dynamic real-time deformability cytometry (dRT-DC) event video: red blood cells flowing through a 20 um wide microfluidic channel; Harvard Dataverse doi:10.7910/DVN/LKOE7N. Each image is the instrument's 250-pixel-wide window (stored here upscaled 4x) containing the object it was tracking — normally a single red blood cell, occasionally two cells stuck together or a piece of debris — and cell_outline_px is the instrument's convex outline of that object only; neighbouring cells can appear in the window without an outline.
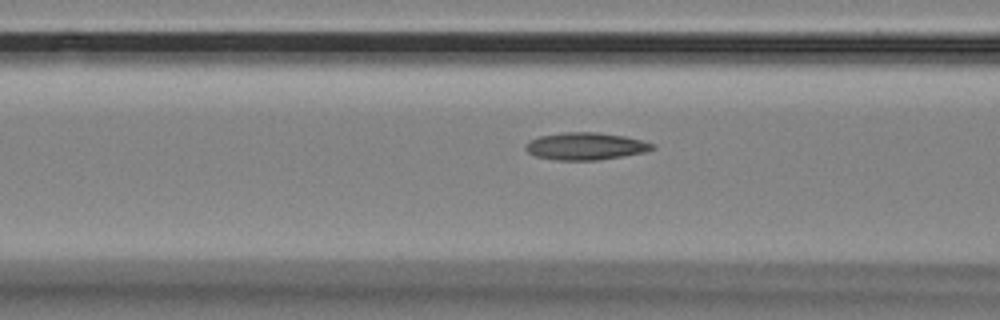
{"species": "Egyptian fruit bat (a non-hibernating species)", "species_latin": "Rousettus aegyptiacus", "temperature_condition": "room temperature", "stored_images_in_passage": 40, "camera_frame_rate_fps": 3000, "um_per_image_px": 0.085, "animal": {"sex": "female"}, "frame": {"image": 1, "passage_image": 6, "time_ms": 1.667, "image_size_px": [1000, 320], "cell_outline_px": [[656, 148], [644, 152], [624, 156], [600, 160], [556, 160], [536, 156], [528, 152], [524, 148], [524, 144], [528, 140], [540, 136], [564, 132], [596, 132], [624, 136], [656, 144]], "centroid_in_image_um": [49.76, 12.43], "position_along_channel_um": 116.8, "area_um2": 20.29}}
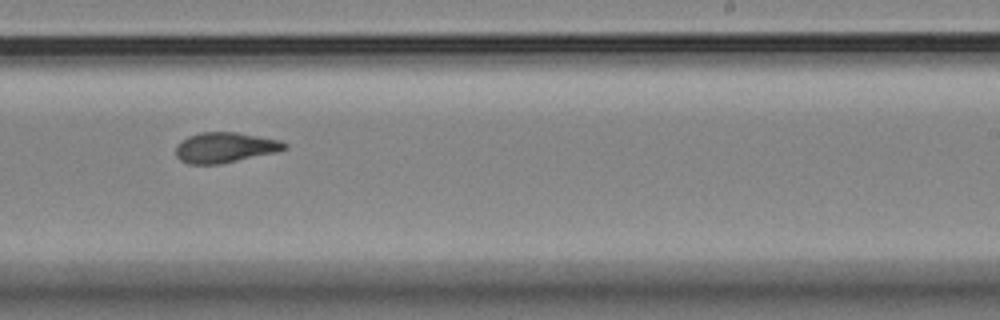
{"frame": {"image": 2, "passage_image": 19, "time_ms": 6.0, "image_size_px": [1000, 320], "cell_outline_px": [[288, 148], [276, 152], [220, 164], [188, 164], [180, 160], [176, 156], [176, 148], [188, 136], [200, 132], [236, 132], [280, 140], [288, 144]], "centroid_in_image_um": [19.15, 12.54], "position_along_channel_um": 269.9, "area_um2": 19.07}}
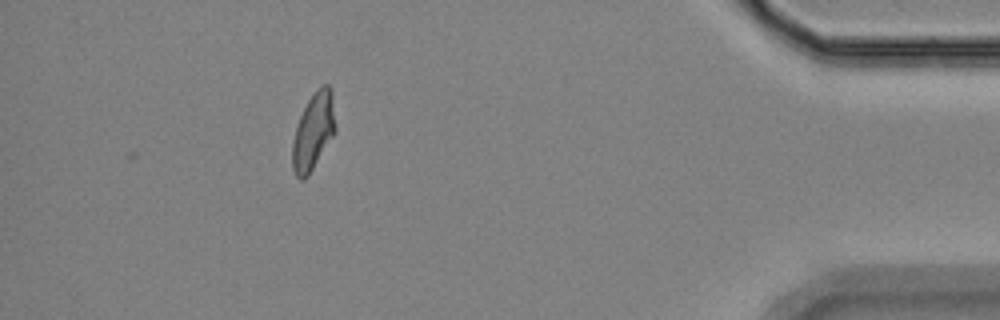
{"frame": {"image": 3, "passage_image": 35, "time_ms": 11.333, "image_size_px": [1000, 320], "cell_outline_px": [[336, 132], [308, 176], [304, 180], [300, 180], [296, 176], [292, 168], [292, 144], [296, 128], [300, 116], [308, 100], [316, 88], [320, 84], [328, 84], [332, 88], [336, 128]], "centroid_in_image_um": [26.65, 11.15], "position_along_channel_um": 408.5, "area_um2": 19.54}, "authors_computed_cell_mechanics": {"area_um2": 19.3052, "velocity_mm_per_s": 3.5352, "shape_relaxation_time_tau1_ms": 7.0987, "shape_relaxation_time_tau2_ms": 2.0719, "deformation_change_tau1": 0.1941, "deformation_change_tau2": 0.0956}}